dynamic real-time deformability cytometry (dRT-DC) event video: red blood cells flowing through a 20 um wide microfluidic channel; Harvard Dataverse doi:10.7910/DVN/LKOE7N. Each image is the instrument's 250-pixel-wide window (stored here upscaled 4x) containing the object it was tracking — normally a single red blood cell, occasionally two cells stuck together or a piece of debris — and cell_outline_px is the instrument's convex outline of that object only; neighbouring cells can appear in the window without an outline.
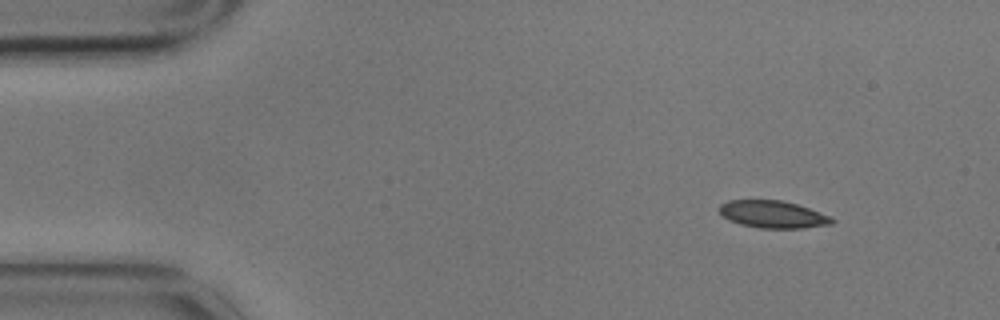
{"species": "common noctule bat (a hibernating species)", "species_latin": "Nyctalus noctula", "temperature_condition": "cold", "stored_images_in_passage": 9, "camera_frame_rate_fps": 3000, "um_per_image_px": 0.085, "animal": {"sex": "male", "body_mass_g": 17.9}, "frame": {"image": 1, "passage_image": 1, "time_ms": 0.0, "image_size_px": [1000, 320], "cell_outline_px": [[836, 220], [832, 224], [804, 228], [760, 228], [740, 224], [728, 220], [720, 212], [720, 204], [728, 200], [780, 200], [796, 204], [832, 216]], "centroid_in_image_um": [65.72, 18.22], "position_along_channel_um": 19.3, "area_um2": 17.92}}
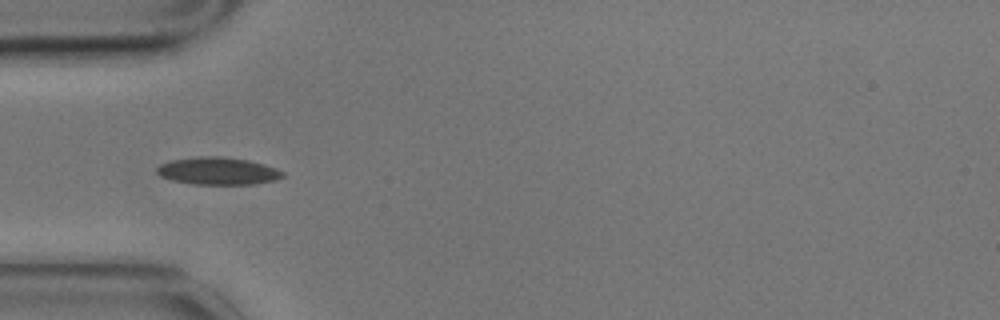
{"frame": {"image": 2, "passage_image": 4, "time_ms": 1.0, "image_size_px": [1000, 320], "cell_outline_px": [[284, 176], [276, 180], [252, 184], [192, 184], [172, 180], [160, 176], [156, 172], [156, 168], [160, 164], [168, 160], [200, 156], [220, 156], [248, 160], [264, 164], [276, 168], [284, 172]], "centroid_in_image_um": [18.5, 14.53], "position_along_channel_um": 66.5, "area_um2": 20.23}}